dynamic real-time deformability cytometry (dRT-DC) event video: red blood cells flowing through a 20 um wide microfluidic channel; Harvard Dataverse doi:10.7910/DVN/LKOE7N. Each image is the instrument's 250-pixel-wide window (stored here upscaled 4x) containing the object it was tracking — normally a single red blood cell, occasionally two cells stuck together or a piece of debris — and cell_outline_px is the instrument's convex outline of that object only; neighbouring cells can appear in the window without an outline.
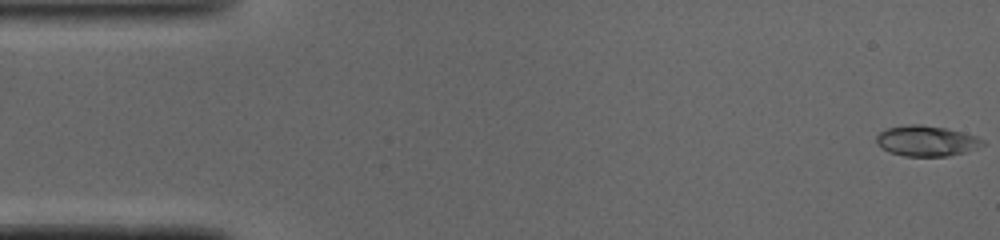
{"species": "common noctule bat (a hibernating species)", "species_latin": "Nyctalus noctula", "temperature_condition": "cold", "stored_images_in_passage": 49, "camera_frame_rate_fps": 3000, "um_per_image_px": 0.085, "animal": {"sex": "male", "body_mass_g": 19.0, "forearm_length_mm": 50.8}, "frame": {"image": 1, "passage_image": 1, "time_ms": 0.0, "image_size_px": [1000, 240], "cell_outline_px": [[984, 144], [976, 148], [964, 152], [948, 156], [904, 156], [888, 152], [876, 144], [876, 136], [880, 132], [888, 128], [908, 124], [920, 124], [944, 128], [976, 136], [984, 140]], "centroid_in_image_um": [78.71, 11.98], "position_along_channel_um": 6.3, "area_um2": 18.79}}
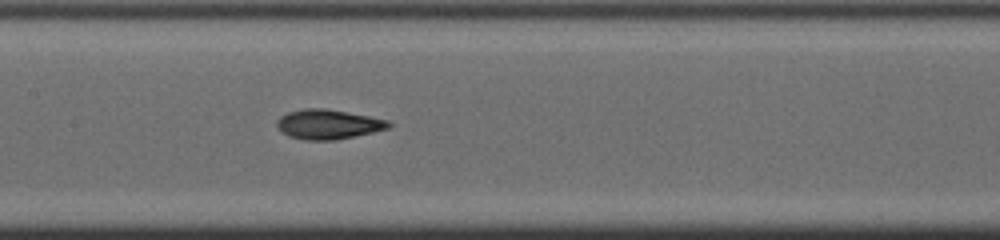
{"frame": {"image": 2, "passage_image": 23, "time_ms": 7.333, "image_size_px": [1000, 240], "cell_outline_px": [[392, 124], [388, 128], [372, 132], [336, 140], [304, 140], [288, 136], [276, 124], [276, 120], [280, 116], [288, 112], [304, 108], [324, 108], [368, 116], [388, 120]], "centroid_in_image_um": [27.87, 10.56], "position_along_channel_um": 179.5, "area_um2": 19.13}}
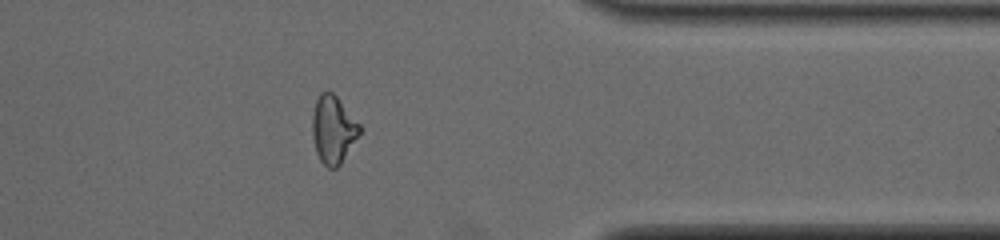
{"frame": {"image": 3, "passage_image": 39, "time_ms": 12.667, "image_size_px": [1000, 240], "cell_outline_px": [[360, 132], [340, 164], [336, 168], [328, 168], [320, 160], [316, 152], [312, 136], [312, 116], [316, 100], [320, 92], [332, 92], [336, 96], [360, 124]], "centroid_in_image_um": [28.29, 11.01], "position_along_channel_um": 383.1, "area_um2": 18.38}, "authors_computed_cell_mechanics": {"area_um2": 18.785, "velocity_mm_per_s": 4.1159, "shape_relaxation_time_tau1_ms": 5.4273, "shape_relaxation_time_tau2_ms": 3.6057, "deformation_change_tau1": 0.2109, "deformation_change_tau2": 0.106}}